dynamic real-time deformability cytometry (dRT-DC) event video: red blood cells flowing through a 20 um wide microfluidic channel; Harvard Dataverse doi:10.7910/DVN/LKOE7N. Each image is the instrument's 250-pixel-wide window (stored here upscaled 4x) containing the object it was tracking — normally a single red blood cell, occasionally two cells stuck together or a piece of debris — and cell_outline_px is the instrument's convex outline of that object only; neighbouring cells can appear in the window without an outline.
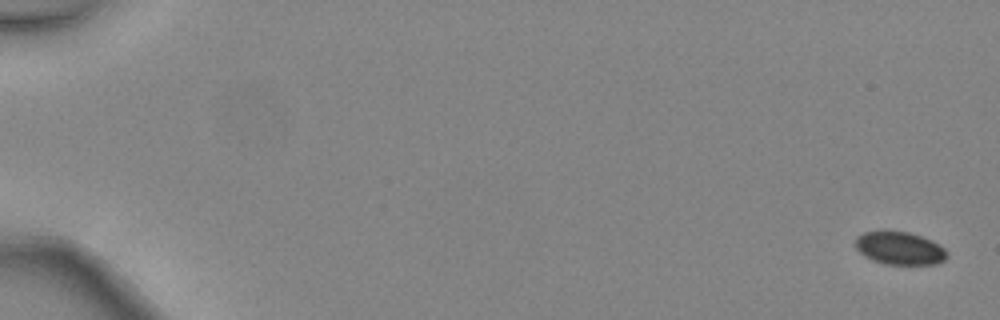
{"species": "common noctule bat (a hibernating species)", "species_latin": "Nyctalus noctula", "temperature_condition": "warm", "stored_images_in_passage": 6, "camera_frame_rate_fps": 3000, "um_per_image_px": 0.085, "animal": {"sex": "female", "body_mass_g": 24.6, "forearm_length_mm": 56.2}, "frame": {"image": 1, "passage_image": 1, "time_ms": 0.0, "image_size_px": [1000, 320], "cell_outline_px": [[948, 256], [944, 260], [936, 264], [884, 264], [872, 260], [864, 256], [856, 248], [856, 236], [864, 232], [880, 228], [884, 228], [908, 232], [932, 240], [944, 248], [948, 252]], "centroid_in_image_um": [76.44, 21.06], "position_along_channel_um": 8.6, "area_um2": 18.09}}
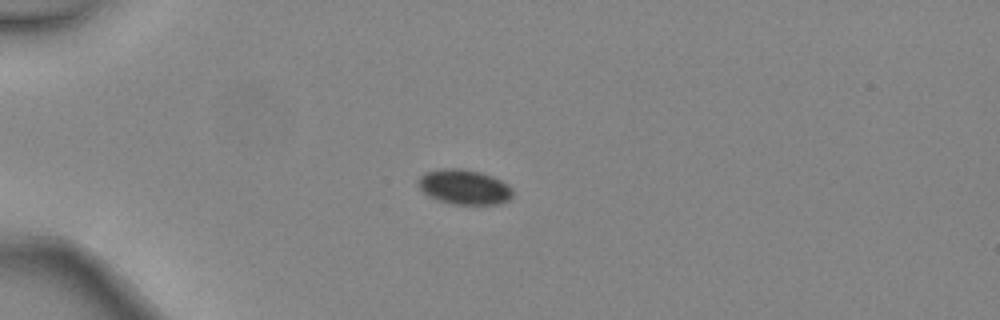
{"frame": {"image": 2, "passage_image": 4, "time_ms": 1.0, "image_size_px": [1000, 320], "cell_outline_px": [[512, 196], [508, 200], [500, 204], [452, 204], [428, 196], [416, 184], [416, 180], [424, 172], [440, 168], [460, 168], [480, 172], [492, 176], [508, 184], [512, 188]], "centroid_in_image_um": [39.43, 15.88], "position_along_channel_um": 45.6, "area_um2": 19.36}}
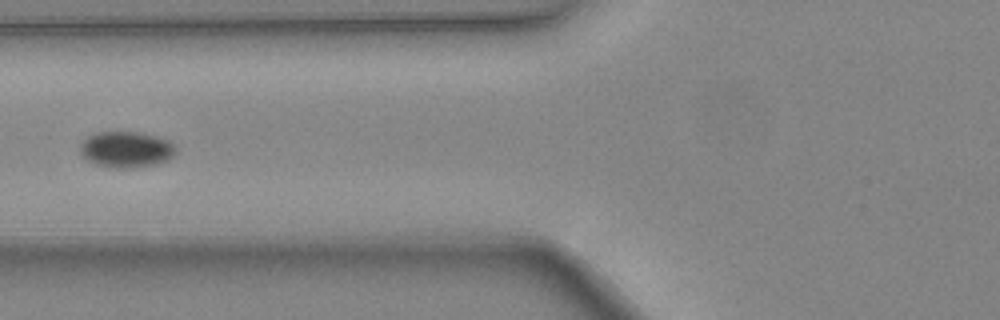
{"frame": {"image": 3, "passage_image": 6, "time_ms": 1.667, "image_size_px": [1000, 320], "cell_outline_px": [[176, 152], [168, 160], [156, 164], [132, 168], [108, 168], [96, 164], [88, 160], [80, 152], [80, 144], [92, 132], [140, 132], [156, 136], [168, 140], [176, 148]], "centroid_in_image_um": [10.72, 12.7], "position_along_channel_um": 115.1, "area_um2": 20.23}}